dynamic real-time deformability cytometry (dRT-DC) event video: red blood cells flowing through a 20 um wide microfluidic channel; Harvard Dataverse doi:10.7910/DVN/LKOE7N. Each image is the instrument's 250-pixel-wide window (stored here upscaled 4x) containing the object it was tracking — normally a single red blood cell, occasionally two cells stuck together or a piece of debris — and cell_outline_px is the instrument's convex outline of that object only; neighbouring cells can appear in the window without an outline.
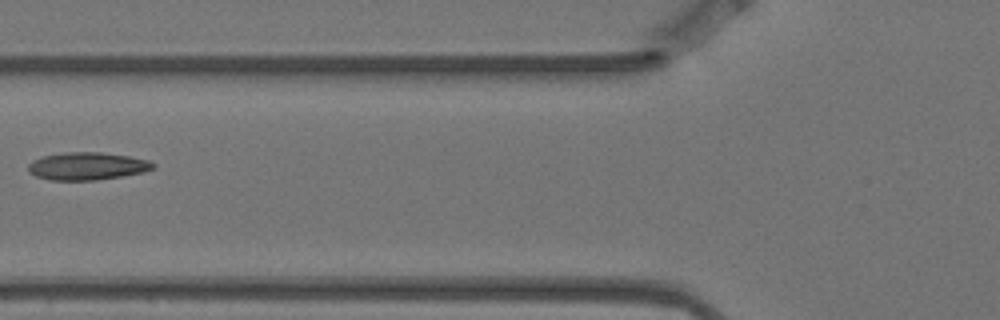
{"species": "Egyptian fruit bat (a non-hibernating species)", "species_latin": "Rousettus aegyptiacus", "temperature_condition": "warm", "stored_images_in_passage": 6, "camera_frame_rate_fps": 3000, "um_per_image_px": 0.085, "animal": {"sex": "female"}, "frame": {"image": 1, "passage_image": 6, "time_ms": 1.667, "image_size_px": [1000, 320], "cell_outline_px": [[156, 168], [144, 172], [96, 180], [52, 180], [36, 176], [28, 172], [28, 164], [32, 160], [44, 156], [64, 152], [100, 152], [128, 156], [148, 160], [156, 164]], "centroid_in_image_um": [7.41, 14.12], "position_along_channel_um": 118.4, "area_um2": 20.11}}